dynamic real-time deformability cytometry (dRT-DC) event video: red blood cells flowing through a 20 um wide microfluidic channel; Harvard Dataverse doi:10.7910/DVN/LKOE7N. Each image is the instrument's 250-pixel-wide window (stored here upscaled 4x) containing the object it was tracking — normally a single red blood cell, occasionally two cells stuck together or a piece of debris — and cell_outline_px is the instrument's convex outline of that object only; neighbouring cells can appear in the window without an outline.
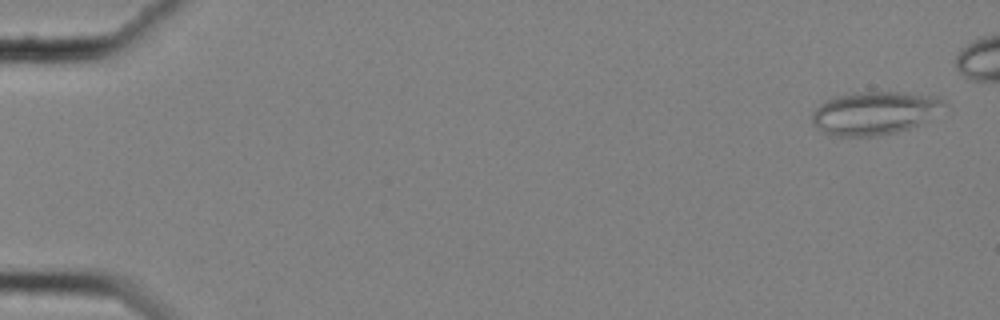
{"species": "common noctule bat (a hibernating species)", "species_latin": "Nyctalus noctula", "temperature_condition": "cold", "stored_images_in_passage": 54, "camera_frame_rate_fps": 3000, "um_per_image_px": 0.085, "animal": {"sex": "female", "body_mass_g": 25.1}, "frame": {"image": 1, "passage_image": 2, "time_ms": 0.333, "image_size_px": [1000, 320], "cell_outline_px": [[948, 104], [916, 124], [908, 128], [896, 132], [876, 136], [840, 136], [824, 132], [812, 120], [812, 112], [820, 104], [836, 96], [852, 92], [908, 92], [940, 96]], "centroid_in_image_um": [74.34, 9.57], "position_along_channel_um": 10.7, "area_um2": 32.66}}
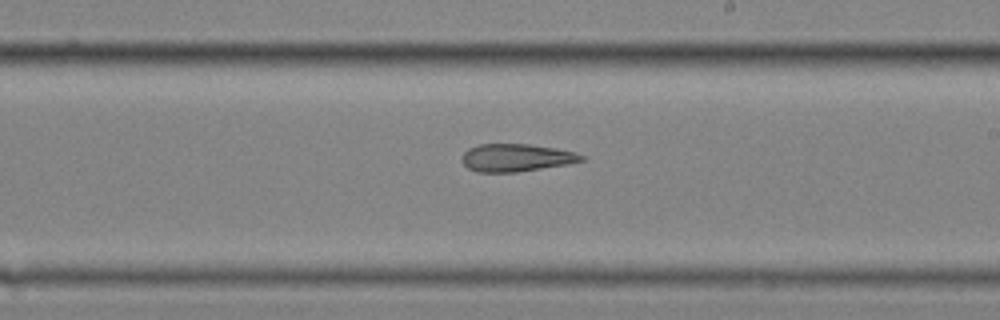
{"frame": {"image": 2, "passage_image": 35, "time_ms": 11.333, "image_size_px": [1000, 320], "cell_outline_px": [[584, 160], [568, 164], [516, 172], [476, 172], [468, 168], [460, 160], [460, 156], [468, 148], [480, 144], [528, 144], [556, 148], [576, 152], [584, 156]], "centroid_in_image_um": [43.84, 13.4], "position_along_channel_um": 245.2, "area_um2": 19.36}}
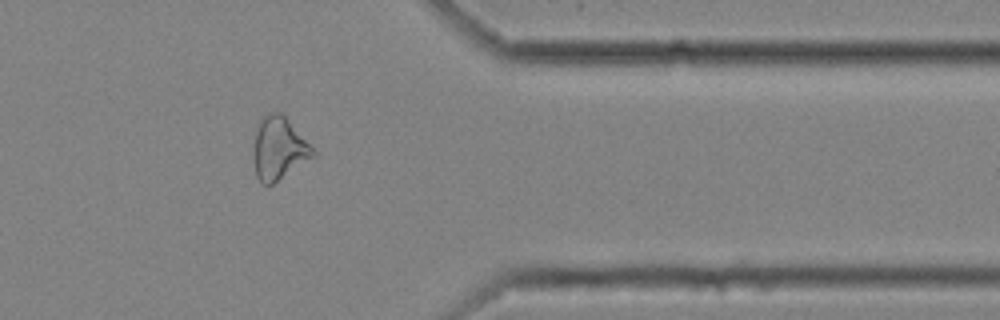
{"frame": {"image": 3, "passage_image": 48, "time_ms": 15.667, "image_size_px": [1000, 320], "cell_outline_px": [[316, 156], [272, 184], [260, 184], [256, 176], [252, 152], [256, 132], [260, 120], [268, 112], [280, 112], [288, 120], [316, 152]], "centroid_in_image_um": [23.68, 12.64], "position_along_channel_um": 387.7, "area_um2": 21.56}, "authors_computed_cell_mechanics": {"area_um2": 22.3397, "velocity_mm_per_s": 3.5267, "shape_relaxation_time_tau1_ms": null, "shape_relaxation_time_tau2_ms": 5.9248, "deformation_change_tau1": null, "deformation_change_tau2": 0.1531}}